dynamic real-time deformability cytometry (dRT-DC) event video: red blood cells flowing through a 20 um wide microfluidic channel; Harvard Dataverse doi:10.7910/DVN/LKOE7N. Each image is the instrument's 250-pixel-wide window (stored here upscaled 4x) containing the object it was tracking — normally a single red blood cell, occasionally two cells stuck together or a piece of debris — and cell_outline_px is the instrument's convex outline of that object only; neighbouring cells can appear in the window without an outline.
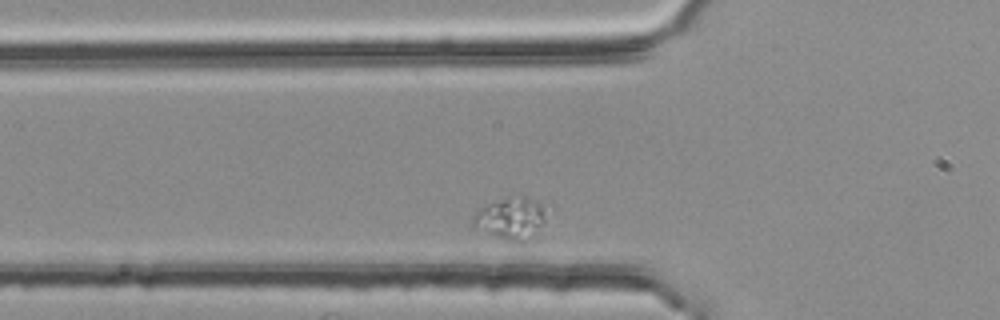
{"species": "common noctule bat (a hibernating species)", "species_latin": "Nyctalus noctula", "temperature_condition": "room temperature", "stored_images_in_passage": 33, "segment_of_instrument_passage": [2, 2], "camera_frame_rate_fps": 3000, "um_per_image_px": 0.085, "animal": {"sex": "female", "body_mass_g": 25.1}, "frame": {"image": 1, "passage_image": 6, "time_ms": 1.667, "image_size_px": [1000, 320], "cell_outline_px": [[544, 220], [528, 240], [524, 244], [520, 244], [504, 240], [472, 228], [472, 216], [484, 204], [520, 196], [528, 196], [540, 204]], "centroid_in_image_um": [43.32, 18.61], "position_along_channel_um": 82.5, "area_um2": 17.69}}